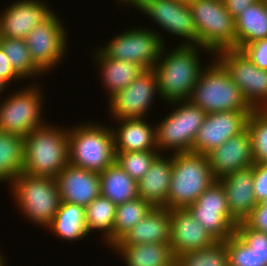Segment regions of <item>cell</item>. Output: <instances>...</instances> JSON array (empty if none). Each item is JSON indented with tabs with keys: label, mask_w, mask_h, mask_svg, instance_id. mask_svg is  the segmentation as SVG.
<instances>
[{
	"label": "cell",
	"mask_w": 267,
	"mask_h": 266,
	"mask_svg": "<svg viewBox=\"0 0 267 266\" xmlns=\"http://www.w3.org/2000/svg\"><path fill=\"white\" fill-rule=\"evenodd\" d=\"M165 49L164 45L153 70L160 99L168 105L169 102L188 100L206 64L200 62L199 54L204 48L199 45L174 46L169 52Z\"/></svg>",
	"instance_id": "obj_1"
},
{
	"label": "cell",
	"mask_w": 267,
	"mask_h": 266,
	"mask_svg": "<svg viewBox=\"0 0 267 266\" xmlns=\"http://www.w3.org/2000/svg\"><path fill=\"white\" fill-rule=\"evenodd\" d=\"M68 131L47 122L25 136L22 173L56 178L69 164Z\"/></svg>",
	"instance_id": "obj_2"
},
{
	"label": "cell",
	"mask_w": 267,
	"mask_h": 266,
	"mask_svg": "<svg viewBox=\"0 0 267 266\" xmlns=\"http://www.w3.org/2000/svg\"><path fill=\"white\" fill-rule=\"evenodd\" d=\"M83 124L69 126V164L100 174L116 159L112 128L92 121Z\"/></svg>",
	"instance_id": "obj_3"
},
{
	"label": "cell",
	"mask_w": 267,
	"mask_h": 266,
	"mask_svg": "<svg viewBox=\"0 0 267 266\" xmlns=\"http://www.w3.org/2000/svg\"><path fill=\"white\" fill-rule=\"evenodd\" d=\"M207 63L188 101L206 113L253 111L229 73L214 58Z\"/></svg>",
	"instance_id": "obj_4"
},
{
	"label": "cell",
	"mask_w": 267,
	"mask_h": 266,
	"mask_svg": "<svg viewBox=\"0 0 267 266\" xmlns=\"http://www.w3.org/2000/svg\"><path fill=\"white\" fill-rule=\"evenodd\" d=\"M167 198V208L185 209L217 179L213 175L208 157L192 152L175 153Z\"/></svg>",
	"instance_id": "obj_5"
},
{
	"label": "cell",
	"mask_w": 267,
	"mask_h": 266,
	"mask_svg": "<svg viewBox=\"0 0 267 266\" xmlns=\"http://www.w3.org/2000/svg\"><path fill=\"white\" fill-rule=\"evenodd\" d=\"M9 185L22 215L47 230L61 203L56 179L20 173Z\"/></svg>",
	"instance_id": "obj_6"
},
{
	"label": "cell",
	"mask_w": 267,
	"mask_h": 266,
	"mask_svg": "<svg viewBox=\"0 0 267 266\" xmlns=\"http://www.w3.org/2000/svg\"><path fill=\"white\" fill-rule=\"evenodd\" d=\"M198 45L213 56L223 50L236 49L235 19L227 11L223 0H191L188 2Z\"/></svg>",
	"instance_id": "obj_7"
},
{
	"label": "cell",
	"mask_w": 267,
	"mask_h": 266,
	"mask_svg": "<svg viewBox=\"0 0 267 266\" xmlns=\"http://www.w3.org/2000/svg\"><path fill=\"white\" fill-rule=\"evenodd\" d=\"M177 106L156 125V144L162 154L191 152L194 139L207 113L188 100L169 102ZM177 104V105H176ZM165 151V152H164Z\"/></svg>",
	"instance_id": "obj_8"
},
{
	"label": "cell",
	"mask_w": 267,
	"mask_h": 266,
	"mask_svg": "<svg viewBox=\"0 0 267 266\" xmlns=\"http://www.w3.org/2000/svg\"><path fill=\"white\" fill-rule=\"evenodd\" d=\"M163 38V39H162ZM164 35L149 28L124 30L113 36L103 46L97 47L106 57L115 60L131 61L145 70L153 69L157 63L163 46L166 44Z\"/></svg>",
	"instance_id": "obj_9"
},
{
	"label": "cell",
	"mask_w": 267,
	"mask_h": 266,
	"mask_svg": "<svg viewBox=\"0 0 267 266\" xmlns=\"http://www.w3.org/2000/svg\"><path fill=\"white\" fill-rule=\"evenodd\" d=\"M32 85V86H31ZM2 98L0 101V131L27 136L37 127L43 126L48 121L42 118L44 95L41 87L34 84Z\"/></svg>",
	"instance_id": "obj_10"
},
{
	"label": "cell",
	"mask_w": 267,
	"mask_h": 266,
	"mask_svg": "<svg viewBox=\"0 0 267 266\" xmlns=\"http://www.w3.org/2000/svg\"><path fill=\"white\" fill-rule=\"evenodd\" d=\"M123 5L135 7V10L143 12L158 24V28H162V31L181 38L179 42H183L179 45H198V34L188 2L181 0H126Z\"/></svg>",
	"instance_id": "obj_11"
},
{
	"label": "cell",
	"mask_w": 267,
	"mask_h": 266,
	"mask_svg": "<svg viewBox=\"0 0 267 266\" xmlns=\"http://www.w3.org/2000/svg\"><path fill=\"white\" fill-rule=\"evenodd\" d=\"M214 57L229 73L253 110L267 101V70L258 68L238 49L223 50Z\"/></svg>",
	"instance_id": "obj_12"
},
{
	"label": "cell",
	"mask_w": 267,
	"mask_h": 266,
	"mask_svg": "<svg viewBox=\"0 0 267 266\" xmlns=\"http://www.w3.org/2000/svg\"><path fill=\"white\" fill-rule=\"evenodd\" d=\"M186 209L217 241L235 234L238 222L230 214L225 190L218 180Z\"/></svg>",
	"instance_id": "obj_13"
},
{
	"label": "cell",
	"mask_w": 267,
	"mask_h": 266,
	"mask_svg": "<svg viewBox=\"0 0 267 266\" xmlns=\"http://www.w3.org/2000/svg\"><path fill=\"white\" fill-rule=\"evenodd\" d=\"M158 93V94H157ZM158 95V81L153 69L144 70L125 89L117 91L108 100L111 118H147L148 110Z\"/></svg>",
	"instance_id": "obj_14"
},
{
	"label": "cell",
	"mask_w": 267,
	"mask_h": 266,
	"mask_svg": "<svg viewBox=\"0 0 267 266\" xmlns=\"http://www.w3.org/2000/svg\"><path fill=\"white\" fill-rule=\"evenodd\" d=\"M55 13L25 37L34 64L47 73L62 61L67 52L68 32Z\"/></svg>",
	"instance_id": "obj_15"
},
{
	"label": "cell",
	"mask_w": 267,
	"mask_h": 266,
	"mask_svg": "<svg viewBox=\"0 0 267 266\" xmlns=\"http://www.w3.org/2000/svg\"><path fill=\"white\" fill-rule=\"evenodd\" d=\"M252 111H221L207 113L194 139L191 152L207 155L231 137L246 129Z\"/></svg>",
	"instance_id": "obj_16"
},
{
	"label": "cell",
	"mask_w": 267,
	"mask_h": 266,
	"mask_svg": "<svg viewBox=\"0 0 267 266\" xmlns=\"http://www.w3.org/2000/svg\"><path fill=\"white\" fill-rule=\"evenodd\" d=\"M42 0H16L0 13L1 36L25 39L30 31L49 20L55 11Z\"/></svg>",
	"instance_id": "obj_17"
},
{
	"label": "cell",
	"mask_w": 267,
	"mask_h": 266,
	"mask_svg": "<svg viewBox=\"0 0 267 266\" xmlns=\"http://www.w3.org/2000/svg\"><path fill=\"white\" fill-rule=\"evenodd\" d=\"M207 157L217 180L227 174L252 167V142L247 128L209 152Z\"/></svg>",
	"instance_id": "obj_18"
},
{
	"label": "cell",
	"mask_w": 267,
	"mask_h": 266,
	"mask_svg": "<svg viewBox=\"0 0 267 266\" xmlns=\"http://www.w3.org/2000/svg\"><path fill=\"white\" fill-rule=\"evenodd\" d=\"M170 246L175 258L185 252L212 246L217 240L185 209H171Z\"/></svg>",
	"instance_id": "obj_19"
},
{
	"label": "cell",
	"mask_w": 267,
	"mask_h": 266,
	"mask_svg": "<svg viewBox=\"0 0 267 266\" xmlns=\"http://www.w3.org/2000/svg\"><path fill=\"white\" fill-rule=\"evenodd\" d=\"M55 179L61 202L86 207L101 195L99 173L68 164Z\"/></svg>",
	"instance_id": "obj_20"
},
{
	"label": "cell",
	"mask_w": 267,
	"mask_h": 266,
	"mask_svg": "<svg viewBox=\"0 0 267 266\" xmlns=\"http://www.w3.org/2000/svg\"><path fill=\"white\" fill-rule=\"evenodd\" d=\"M218 181L225 190L231 216L238 223L243 222L258 204L253 190V165L227 174Z\"/></svg>",
	"instance_id": "obj_21"
},
{
	"label": "cell",
	"mask_w": 267,
	"mask_h": 266,
	"mask_svg": "<svg viewBox=\"0 0 267 266\" xmlns=\"http://www.w3.org/2000/svg\"><path fill=\"white\" fill-rule=\"evenodd\" d=\"M147 118L119 119L116 129L112 127L115 152L158 150L156 144V125ZM150 124V125H149Z\"/></svg>",
	"instance_id": "obj_22"
},
{
	"label": "cell",
	"mask_w": 267,
	"mask_h": 266,
	"mask_svg": "<svg viewBox=\"0 0 267 266\" xmlns=\"http://www.w3.org/2000/svg\"><path fill=\"white\" fill-rule=\"evenodd\" d=\"M160 154L137 182L138 195L153 207L167 208V198L173 168V156ZM164 155V156H163Z\"/></svg>",
	"instance_id": "obj_23"
},
{
	"label": "cell",
	"mask_w": 267,
	"mask_h": 266,
	"mask_svg": "<svg viewBox=\"0 0 267 266\" xmlns=\"http://www.w3.org/2000/svg\"><path fill=\"white\" fill-rule=\"evenodd\" d=\"M170 238V210L165 207H153L115 244L169 243Z\"/></svg>",
	"instance_id": "obj_24"
},
{
	"label": "cell",
	"mask_w": 267,
	"mask_h": 266,
	"mask_svg": "<svg viewBox=\"0 0 267 266\" xmlns=\"http://www.w3.org/2000/svg\"><path fill=\"white\" fill-rule=\"evenodd\" d=\"M94 62L100 69L99 76L110 98L114 93L125 89L145 69L131 61L115 60L106 57L98 48L93 52Z\"/></svg>",
	"instance_id": "obj_25"
},
{
	"label": "cell",
	"mask_w": 267,
	"mask_h": 266,
	"mask_svg": "<svg viewBox=\"0 0 267 266\" xmlns=\"http://www.w3.org/2000/svg\"><path fill=\"white\" fill-rule=\"evenodd\" d=\"M110 249L121 255L126 266H175L176 262L169 243L114 244Z\"/></svg>",
	"instance_id": "obj_26"
},
{
	"label": "cell",
	"mask_w": 267,
	"mask_h": 266,
	"mask_svg": "<svg viewBox=\"0 0 267 266\" xmlns=\"http://www.w3.org/2000/svg\"><path fill=\"white\" fill-rule=\"evenodd\" d=\"M236 49L260 39H267V1L247 6L235 18Z\"/></svg>",
	"instance_id": "obj_27"
},
{
	"label": "cell",
	"mask_w": 267,
	"mask_h": 266,
	"mask_svg": "<svg viewBox=\"0 0 267 266\" xmlns=\"http://www.w3.org/2000/svg\"><path fill=\"white\" fill-rule=\"evenodd\" d=\"M57 238L66 241H80L90 235L85 222V207L61 202L51 225L47 228Z\"/></svg>",
	"instance_id": "obj_28"
},
{
	"label": "cell",
	"mask_w": 267,
	"mask_h": 266,
	"mask_svg": "<svg viewBox=\"0 0 267 266\" xmlns=\"http://www.w3.org/2000/svg\"><path fill=\"white\" fill-rule=\"evenodd\" d=\"M100 176L101 196L116 206L139 197L137 181L132 179L115 161Z\"/></svg>",
	"instance_id": "obj_29"
},
{
	"label": "cell",
	"mask_w": 267,
	"mask_h": 266,
	"mask_svg": "<svg viewBox=\"0 0 267 266\" xmlns=\"http://www.w3.org/2000/svg\"><path fill=\"white\" fill-rule=\"evenodd\" d=\"M116 214V205L103 196L96 197L85 207V222L89 234L101 231L104 236L102 242L109 247L113 246V228Z\"/></svg>",
	"instance_id": "obj_30"
},
{
	"label": "cell",
	"mask_w": 267,
	"mask_h": 266,
	"mask_svg": "<svg viewBox=\"0 0 267 266\" xmlns=\"http://www.w3.org/2000/svg\"><path fill=\"white\" fill-rule=\"evenodd\" d=\"M24 137L0 131V182L8 184L22 173Z\"/></svg>",
	"instance_id": "obj_31"
},
{
	"label": "cell",
	"mask_w": 267,
	"mask_h": 266,
	"mask_svg": "<svg viewBox=\"0 0 267 266\" xmlns=\"http://www.w3.org/2000/svg\"><path fill=\"white\" fill-rule=\"evenodd\" d=\"M0 46L6 54L13 69L23 79H34V76L40 77L44 73L34 64L30 57L29 48L25 39L6 38L1 36Z\"/></svg>",
	"instance_id": "obj_32"
},
{
	"label": "cell",
	"mask_w": 267,
	"mask_h": 266,
	"mask_svg": "<svg viewBox=\"0 0 267 266\" xmlns=\"http://www.w3.org/2000/svg\"><path fill=\"white\" fill-rule=\"evenodd\" d=\"M152 208L153 206L149 202L140 197L117 205L113 228V245L141 221Z\"/></svg>",
	"instance_id": "obj_33"
},
{
	"label": "cell",
	"mask_w": 267,
	"mask_h": 266,
	"mask_svg": "<svg viewBox=\"0 0 267 266\" xmlns=\"http://www.w3.org/2000/svg\"><path fill=\"white\" fill-rule=\"evenodd\" d=\"M175 266H229L225 241L212 246L185 252L176 257Z\"/></svg>",
	"instance_id": "obj_34"
},
{
	"label": "cell",
	"mask_w": 267,
	"mask_h": 266,
	"mask_svg": "<svg viewBox=\"0 0 267 266\" xmlns=\"http://www.w3.org/2000/svg\"><path fill=\"white\" fill-rule=\"evenodd\" d=\"M115 161L135 181H139L161 154L158 150L115 152Z\"/></svg>",
	"instance_id": "obj_35"
},
{
	"label": "cell",
	"mask_w": 267,
	"mask_h": 266,
	"mask_svg": "<svg viewBox=\"0 0 267 266\" xmlns=\"http://www.w3.org/2000/svg\"><path fill=\"white\" fill-rule=\"evenodd\" d=\"M246 128L251 136L254 163H267V119L253 110L248 116Z\"/></svg>",
	"instance_id": "obj_36"
},
{
	"label": "cell",
	"mask_w": 267,
	"mask_h": 266,
	"mask_svg": "<svg viewBox=\"0 0 267 266\" xmlns=\"http://www.w3.org/2000/svg\"><path fill=\"white\" fill-rule=\"evenodd\" d=\"M235 234L255 253L256 266H267V233L251 229L244 221L236 226Z\"/></svg>",
	"instance_id": "obj_37"
},
{
	"label": "cell",
	"mask_w": 267,
	"mask_h": 266,
	"mask_svg": "<svg viewBox=\"0 0 267 266\" xmlns=\"http://www.w3.org/2000/svg\"><path fill=\"white\" fill-rule=\"evenodd\" d=\"M229 266H256L255 253L236 234L225 240Z\"/></svg>",
	"instance_id": "obj_38"
},
{
	"label": "cell",
	"mask_w": 267,
	"mask_h": 266,
	"mask_svg": "<svg viewBox=\"0 0 267 266\" xmlns=\"http://www.w3.org/2000/svg\"><path fill=\"white\" fill-rule=\"evenodd\" d=\"M258 68L267 70V39H260L240 49Z\"/></svg>",
	"instance_id": "obj_39"
},
{
	"label": "cell",
	"mask_w": 267,
	"mask_h": 266,
	"mask_svg": "<svg viewBox=\"0 0 267 266\" xmlns=\"http://www.w3.org/2000/svg\"><path fill=\"white\" fill-rule=\"evenodd\" d=\"M253 187L257 203L267 199V163L253 164Z\"/></svg>",
	"instance_id": "obj_40"
},
{
	"label": "cell",
	"mask_w": 267,
	"mask_h": 266,
	"mask_svg": "<svg viewBox=\"0 0 267 266\" xmlns=\"http://www.w3.org/2000/svg\"><path fill=\"white\" fill-rule=\"evenodd\" d=\"M244 222L251 229L267 233V206L262 203L256 204L255 208Z\"/></svg>",
	"instance_id": "obj_41"
},
{
	"label": "cell",
	"mask_w": 267,
	"mask_h": 266,
	"mask_svg": "<svg viewBox=\"0 0 267 266\" xmlns=\"http://www.w3.org/2000/svg\"><path fill=\"white\" fill-rule=\"evenodd\" d=\"M0 78L4 80L8 85L14 81L22 80L23 78L13 69L10 61L0 46ZM18 79V80H17ZM13 81V82H12Z\"/></svg>",
	"instance_id": "obj_42"
},
{
	"label": "cell",
	"mask_w": 267,
	"mask_h": 266,
	"mask_svg": "<svg viewBox=\"0 0 267 266\" xmlns=\"http://www.w3.org/2000/svg\"><path fill=\"white\" fill-rule=\"evenodd\" d=\"M260 0H223L227 11L235 19L247 6Z\"/></svg>",
	"instance_id": "obj_43"
},
{
	"label": "cell",
	"mask_w": 267,
	"mask_h": 266,
	"mask_svg": "<svg viewBox=\"0 0 267 266\" xmlns=\"http://www.w3.org/2000/svg\"><path fill=\"white\" fill-rule=\"evenodd\" d=\"M257 111L265 118L267 119V101L264 102Z\"/></svg>",
	"instance_id": "obj_44"
},
{
	"label": "cell",
	"mask_w": 267,
	"mask_h": 266,
	"mask_svg": "<svg viewBox=\"0 0 267 266\" xmlns=\"http://www.w3.org/2000/svg\"><path fill=\"white\" fill-rule=\"evenodd\" d=\"M8 86L9 85L4 80H2V78H0V96L3 95L4 90L6 91V89L8 88Z\"/></svg>",
	"instance_id": "obj_45"
},
{
	"label": "cell",
	"mask_w": 267,
	"mask_h": 266,
	"mask_svg": "<svg viewBox=\"0 0 267 266\" xmlns=\"http://www.w3.org/2000/svg\"><path fill=\"white\" fill-rule=\"evenodd\" d=\"M2 253H3V252L0 251V266H6V263H5V261H4L5 259H4Z\"/></svg>",
	"instance_id": "obj_46"
},
{
	"label": "cell",
	"mask_w": 267,
	"mask_h": 266,
	"mask_svg": "<svg viewBox=\"0 0 267 266\" xmlns=\"http://www.w3.org/2000/svg\"><path fill=\"white\" fill-rule=\"evenodd\" d=\"M117 1V3H119L118 5H121L122 6V4L126 1V0H116ZM119 1V2H118Z\"/></svg>",
	"instance_id": "obj_47"
},
{
	"label": "cell",
	"mask_w": 267,
	"mask_h": 266,
	"mask_svg": "<svg viewBox=\"0 0 267 266\" xmlns=\"http://www.w3.org/2000/svg\"><path fill=\"white\" fill-rule=\"evenodd\" d=\"M263 205L267 206V199L262 202Z\"/></svg>",
	"instance_id": "obj_48"
}]
</instances>
